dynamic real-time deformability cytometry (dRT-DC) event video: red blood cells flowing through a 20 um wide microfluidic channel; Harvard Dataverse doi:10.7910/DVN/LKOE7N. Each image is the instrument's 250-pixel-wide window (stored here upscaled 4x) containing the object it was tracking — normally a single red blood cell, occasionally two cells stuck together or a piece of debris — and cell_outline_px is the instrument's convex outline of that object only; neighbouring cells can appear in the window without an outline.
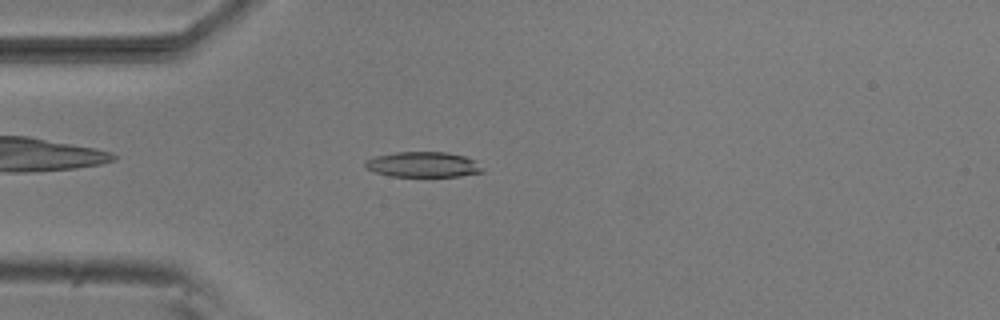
{"species": "common noctule bat (a hibernating species)", "species_latin": "Nyctalus noctula", "temperature_condition": "room temperature", "stored_images_in_passage": 52, "camera_frame_rate_fps": 3000, "um_per_image_px": 0.085, "animal": {"sex": "male", "body_mass_g": 20.5, "forearm_length_mm": 52.5}, "frame": {"image": 1, "passage_image": 13, "time_ms": 4.0, "image_size_px": [1000, 320], "cell_outline_px": [[484, 172], [460, 176], [392, 176], [376, 172], [364, 168], [364, 160], [376, 156], [396, 152], [448, 152], [464, 156], [476, 160], [484, 168]], "centroid_in_image_um": [35.99, 13.98], "position_along_channel_um": 49.0, "area_um2": 17.46}}
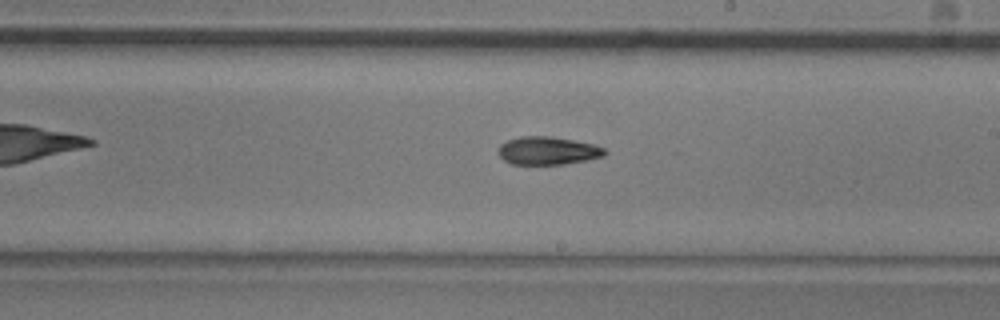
{"frame": {"image": 2, "passage_image": 29, "time_ms": 9.333, "image_size_px": [1000, 320], "cell_outline_px": [[608, 152], [604, 156], [564, 164], [512, 164], [504, 160], [500, 156], [500, 144], [508, 140], [520, 136], [548, 136], [572, 140], [592, 144], [604, 148]], "centroid_in_image_um": [46.56, 12.81], "position_along_channel_um": 242.4, "area_um2": 17.11}}
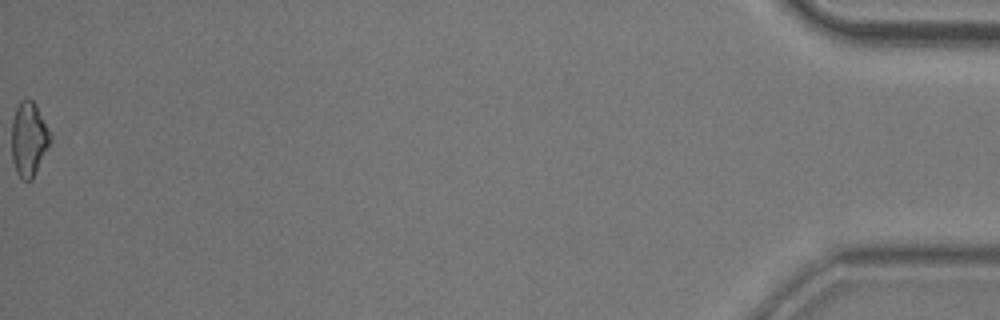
{"frame": {"image": 3, "passage_image": 52, "time_ms": 17.0, "image_size_px": [1000, 320], "cell_outline_px": [[52, 140], [32, 180], [24, 180], [16, 172], [12, 160], [12, 120], [16, 108], [20, 100], [24, 96], [32, 100], [36, 104], [52, 136]], "centroid_in_image_um": [2.45, 11.79], "position_along_channel_um": 432.7, "area_um2": 16.88}, "authors_computed_cell_mechanics": {"area_um2": 17.4845, "velocity_mm_per_s": 3.8232, "shape_relaxation_time_tau1_ms": 4.1401, "shape_relaxation_time_tau2_ms": null, "deformation_change_tau1": 0.1263, "deformation_change_tau2": null}}